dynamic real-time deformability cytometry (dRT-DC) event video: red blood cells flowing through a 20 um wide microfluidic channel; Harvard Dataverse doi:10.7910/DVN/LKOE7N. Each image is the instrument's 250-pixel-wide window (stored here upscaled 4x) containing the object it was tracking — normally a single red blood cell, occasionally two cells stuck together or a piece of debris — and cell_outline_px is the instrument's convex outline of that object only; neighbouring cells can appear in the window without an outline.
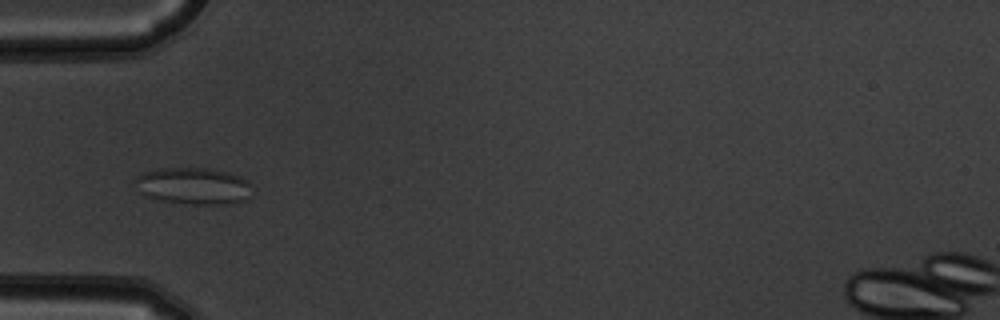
{"species": "common noctule bat (a hibernating species)", "species_latin": "Nyctalus noctula", "temperature_condition": "warm", "stored_images_in_passage": 7, "camera_frame_rate_fps": 3000, "um_per_image_px": 0.085, "animal": {"sex": "male", "body_mass_g": 19.5, "forearm_length_mm": 54.6}, "frame": {"image": 1, "passage_image": 5, "time_ms": 1.333, "image_size_px": [1000, 320], "cell_outline_px": [[252, 196], [248, 200], [232, 204], [192, 204], [160, 200], [144, 196], [140, 192], [136, 180], [136, 176], [144, 172], [156, 168], [212, 168], [228, 172], [240, 176], [248, 180]], "centroid_in_image_um": [16.49, 15.81], "position_along_channel_um": 68.5, "area_um2": 25.37}}
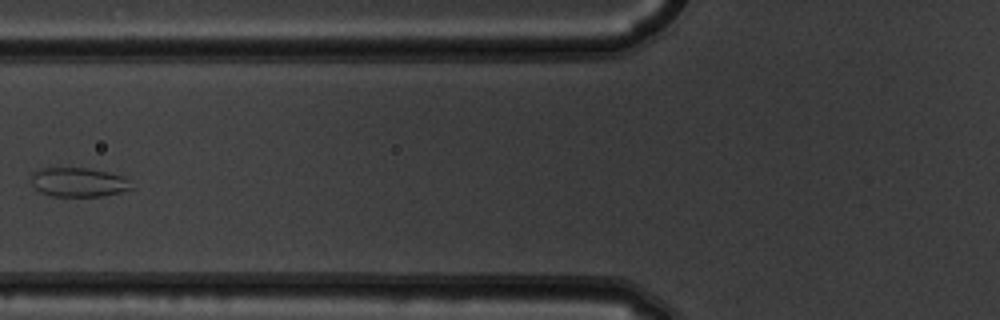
{"frame": {"image": 2, "passage_image": 6, "time_ms": 1.667, "image_size_px": [1000, 320], "cell_outline_px": [[136, 188], [104, 196], [52, 196], [40, 192], [32, 184], [32, 176], [40, 168], [88, 168], [108, 172], [124, 176]], "centroid_in_image_um": [6.73, 15.49], "position_along_channel_um": 119.1, "area_um2": 17.05}}
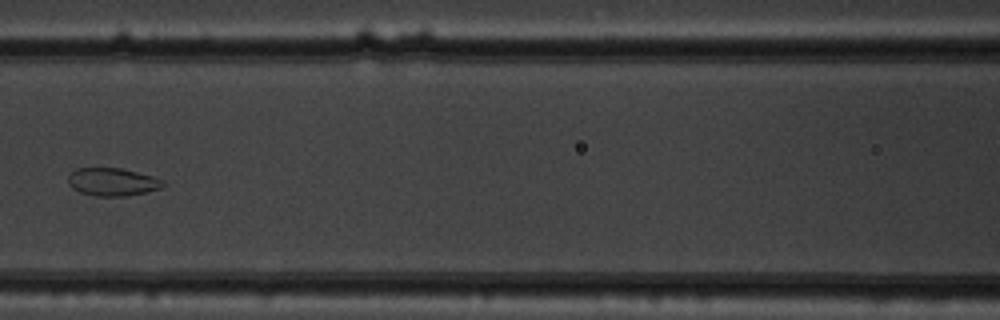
{"frame": {"image": 3, "passage_image": 7, "time_ms": 2.0, "image_size_px": [1000, 320], "cell_outline_px": [[168, 184], [160, 188], [128, 196], [96, 196], [80, 192], [72, 188], [68, 180], [68, 176], [76, 168], [120, 168], [152, 176], [164, 180]], "centroid_in_image_um": [9.58, 15.46], "position_along_channel_um": 157.0, "area_um2": 15.37}}